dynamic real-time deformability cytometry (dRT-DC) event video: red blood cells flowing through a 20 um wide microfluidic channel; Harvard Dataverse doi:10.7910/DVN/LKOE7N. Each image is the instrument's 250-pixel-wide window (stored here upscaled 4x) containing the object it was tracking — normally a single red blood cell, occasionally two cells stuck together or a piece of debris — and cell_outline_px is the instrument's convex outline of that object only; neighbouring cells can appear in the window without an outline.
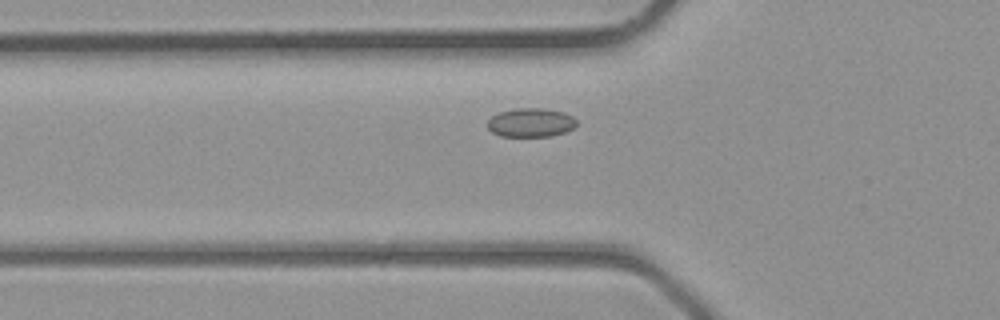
{"species": "common noctule bat (a hibernating species)", "species_latin": "Nyctalus noctula", "temperature_condition": "room temperature", "stored_images_in_passage": 27, "camera_frame_rate_fps": 3000, "um_per_image_px": 0.085, "animal": {"sex": "male", "body_mass_g": 23.1, "forearm_length_mm": 52.7}, "frame": {"image": 1, "passage_image": 3, "time_ms": 0.667, "image_size_px": [1000, 320], "cell_outline_px": [[576, 124], [572, 128], [564, 132], [552, 136], [500, 136], [492, 132], [488, 128], [488, 120], [492, 116], [500, 112], [516, 108], [544, 108], [564, 112], [572, 116], [576, 120]], "centroid_in_image_um": [45.11, 10.41], "position_along_channel_um": 80.7, "area_um2": 14.91}}
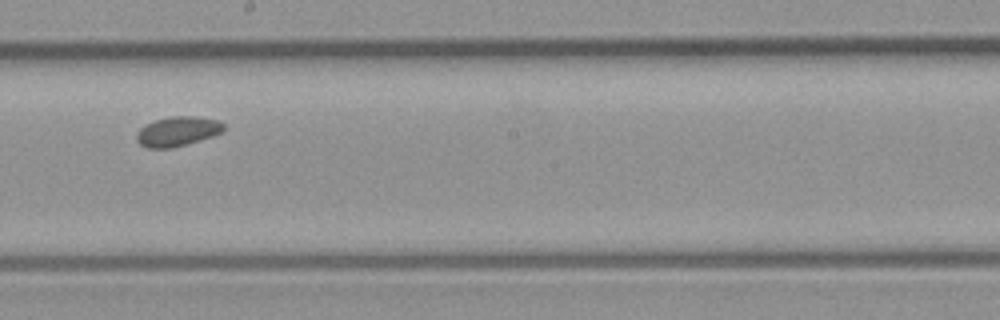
{"frame": {"image": 2, "passage_image": 12, "time_ms": 3.667, "image_size_px": [1000, 320], "cell_outline_px": [[224, 128], [220, 132], [212, 136], [172, 148], [148, 148], [140, 144], [136, 140], [136, 132], [144, 124], [156, 120], [172, 116], [192, 116], [220, 120], [224, 124]], "centroid_in_image_um": [15.05, 11.16], "position_along_channel_um": 233.1, "area_um2": 14.97}}
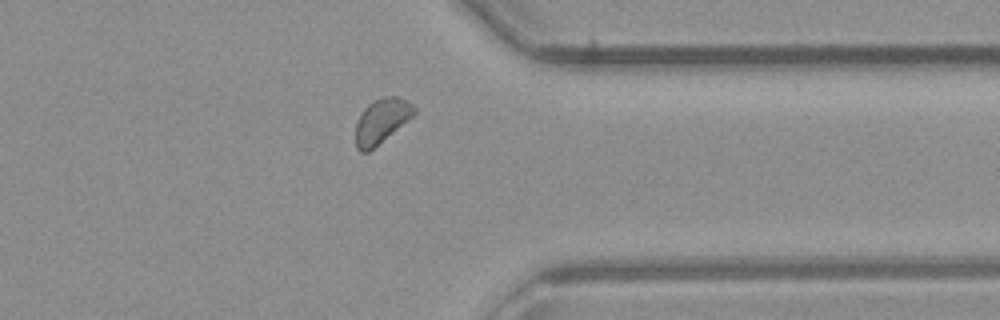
{"frame": {"image": 3, "passage_image": 21, "time_ms": 6.667, "image_size_px": [1000, 320], "cell_outline_px": [[416, 112], [408, 120], [368, 152], [360, 152], [356, 148], [356, 124], [360, 112], [372, 100], [384, 96], [396, 96], [412, 104], [416, 108]], "centroid_in_image_um": [32.4, 10.26], "position_along_channel_um": 379.0, "area_um2": 15.09}}